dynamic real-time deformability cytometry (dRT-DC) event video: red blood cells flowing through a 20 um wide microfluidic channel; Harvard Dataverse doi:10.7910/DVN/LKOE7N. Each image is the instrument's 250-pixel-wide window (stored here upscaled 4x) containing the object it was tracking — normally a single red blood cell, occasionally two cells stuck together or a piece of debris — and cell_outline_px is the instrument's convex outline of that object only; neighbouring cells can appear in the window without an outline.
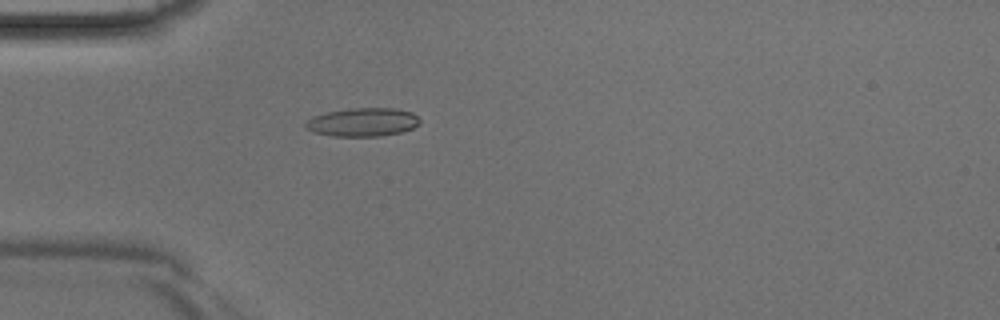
{"species": "Egyptian fruit bat (a non-hibernating species)", "species_latin": "Rousettus aegyptiacus", "temperature_condition": "room temperature", "stored_images_in_passage": 38, "camera_frame_rate_fps": 3000, "um_per_image_px": 0.085, "animal": {"sex": "male"}, "frame": {"image": 1, "passage_image": 7, "time_ms": 2.0, "image_size_px": [1000, 320], "cell_outline_px": [[420, 124], [412, 128], [400, 132], [380, 136], [332, 136], [312, 132], [304, 128], [304, 124], [312, 116], [328, 112], [348, 108], [396, 108], [412, 112], [420, 120]], "centroid_in_image_um": [30.8, 10.38], "position_along_channel_um": 54.2, "area_um2": 19.07}}
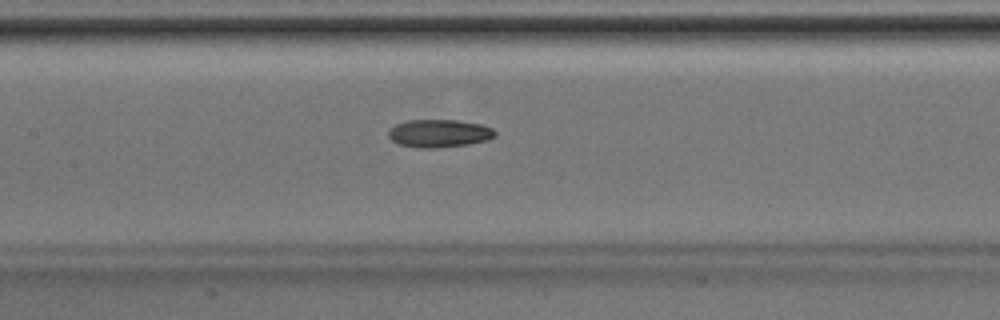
{"frame": {"image": 2, "passage_image": 15, "time_ms": 4.667, "image_size_px": [1000, 320], "cell_outline_px": [[496, 136], [488, 140], [468, 144], [436, 148], [420, 148], [400, 144], [392, 140], [388, 136], [388, 132], [396, 124], [408, 120], [456, 120], [480, 124], [492, 128], [496, 132]], "centroid_in_image_um": [37.35, 11.33], "position_along_channel_um": 170.1, "area_um2": 17.22}}
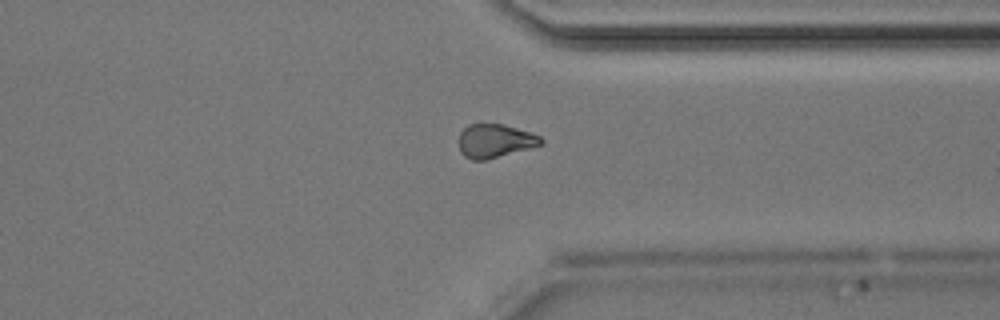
{"frame": {"image": 3, "passage_image": 28, "time_ms": 9.0, "image_size_px": [1000, 320], "cell_outline_px": [[544, 144], [484, 160], [472, 160], [464, 156], [460, 152], [460, 132], [468, 124], [500, 124], [532, 132], [540, 136], [544, 140]], "centroid_in_image_um": [42.08, 11.97], "position_along_channel_um": 369.3, "area_um2": 15.95}}